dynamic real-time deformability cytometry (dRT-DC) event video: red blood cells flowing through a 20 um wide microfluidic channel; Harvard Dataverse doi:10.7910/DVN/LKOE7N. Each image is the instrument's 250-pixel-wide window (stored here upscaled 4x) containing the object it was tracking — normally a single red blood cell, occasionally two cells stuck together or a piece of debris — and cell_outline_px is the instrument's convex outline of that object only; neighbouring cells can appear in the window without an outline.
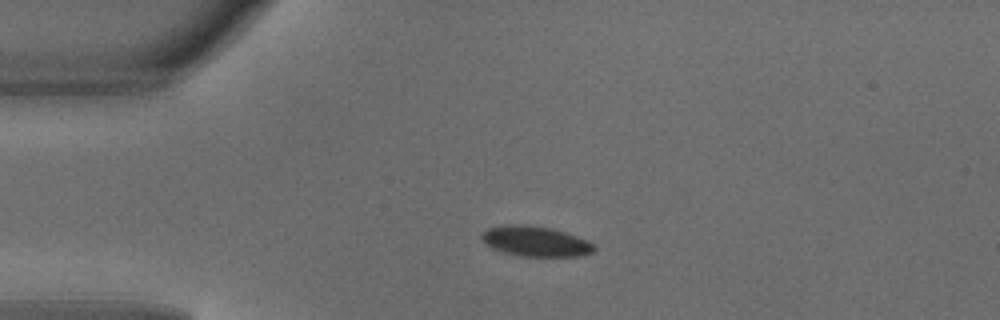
{"species": "common noctule bat (a hibernating species)", "species_latin": "Nyctalus noctula", "temperature_condition": "warm", "stored_images_in_passage": 6, "camera_frame_rate_fps": 3000, "um_per_image_px": 0.085, "animal": {"sex": "male", "body_mass_g": 18.8}, "frame": {"image": 1, "passage_image": 4, "time_ms": 1.0, "image_size_px": [1000, 320], "cell_outline_px": [[596, 248], [592, 252], [580, 256], [524, 256], [504, 252], [492, 248], [484, 244], [480, 236], [480, 232], [488, 228], [504, 224], [524, 224], [552, 228], [588, 240]], "centroid_in_image_um": [45.46, 20.49], "position_along_channel_um": 39.5, "area_um2": 19.88}}
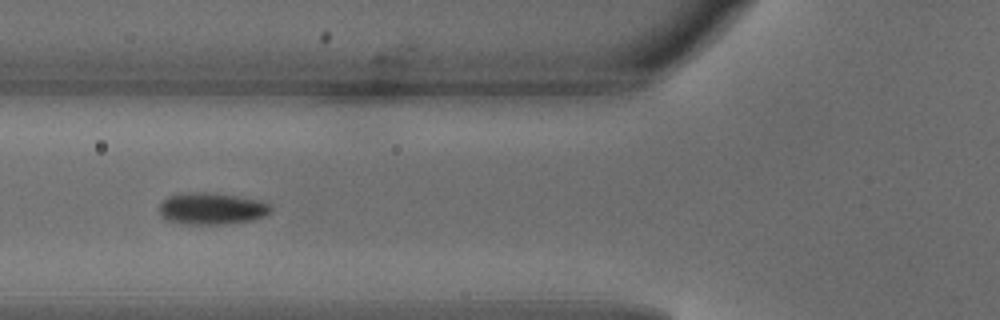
{"frame": {"image": 2, "passage_image": 6, "time_ms": 1.667, "image_size_px": [1000, 320], "cell_outline_px": [[272, 212], [264, 216], [252, 220], [220, 224], [184, 224], [168, 220], [160, 212], [160, 204], [168, 196], [188, 192], [212, 192], [240, 196], [264, 200], [272, 208]], "centroid_in_image_um": [18.05, 17.71], "position_along_channel_um": 107.7, "area_um2": 20.75}}